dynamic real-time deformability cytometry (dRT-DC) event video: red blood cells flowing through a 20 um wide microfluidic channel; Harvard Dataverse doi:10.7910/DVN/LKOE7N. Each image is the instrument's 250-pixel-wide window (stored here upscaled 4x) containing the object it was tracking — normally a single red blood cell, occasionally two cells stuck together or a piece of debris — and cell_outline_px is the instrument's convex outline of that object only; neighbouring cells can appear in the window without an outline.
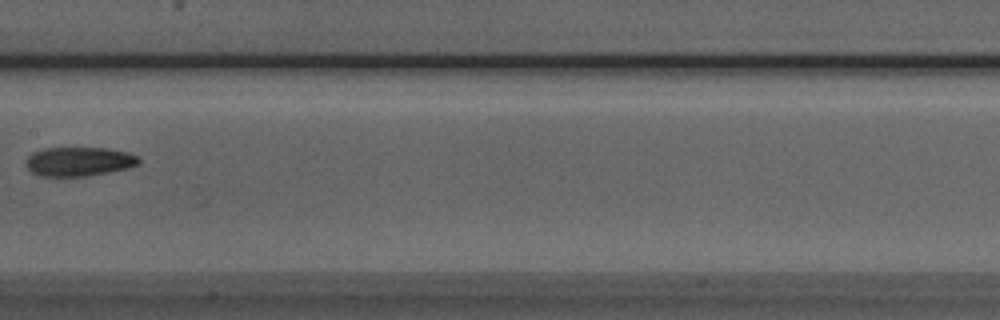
{"species": "Egyptian fruit bat (a non-hibernating species)", "species_latin": "Rousettus aegyptiacus", "temperature_condition": "room temperature", "stored_images_in_passage": 7, "camera_frame_rate_fps": 3000, "um_per_image_px": 0.085, "animal": {"sex": "male"}, "frame": {"image": 1, "passage_image": 7, "time_ms": 6.667, "image_size_px": [1000, 320], "cell_outline_px": [[140, 164], [128, 168], [88, 176], [40, 176], [32, 172], [24, 164], [28, 156], [32, 152], [44, 148], [108, 148], [128, 152], [136, 156], [140, 160]], "centroid_in_image_um": [6.7, 13.73], "position_along_channel_um": 200.7, "area_um2": 19.25}}